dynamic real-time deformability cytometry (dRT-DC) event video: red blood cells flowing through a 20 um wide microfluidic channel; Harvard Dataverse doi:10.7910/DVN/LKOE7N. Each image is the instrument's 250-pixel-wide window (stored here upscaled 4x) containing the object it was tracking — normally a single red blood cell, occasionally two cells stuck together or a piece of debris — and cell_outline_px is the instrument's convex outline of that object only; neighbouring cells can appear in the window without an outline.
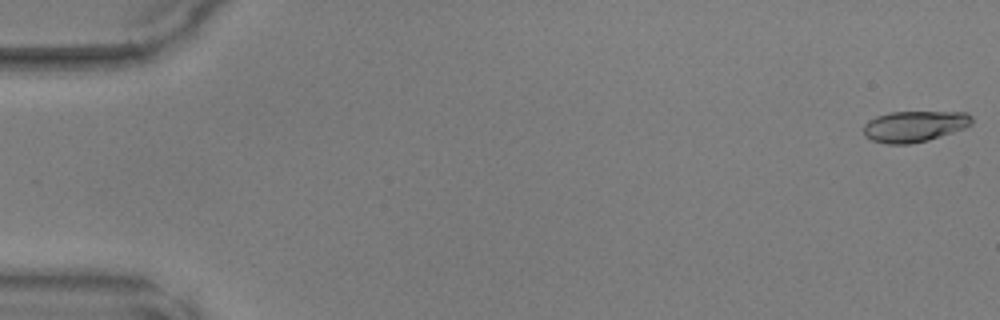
{"species": "common noctule bat (a hibernating species)", "species_latin": "Nyctalus noctula", "temperature_condition": "warm", "stored_images_in_passage": 48, "camera_frame_rate_fps": 3000, "um_per_image_px": 0.085, "animal": {"sex": "male", "body_mass_g": 17.9, "forearm_length_mm": 54.2}, "frame": {"image": 1, "passage_image": 1, "time_ms": 0.0, "image_size_px": [1000, 320], "cell_outline_px": [[972, 124], [964, 128], [928, 140], [908, 144], [888, 144], [872, 140], [864, 136], [864, 124], [868, 120], [876, 116], [892, 112], [968, 112], [972, 116]], "centroid_in_image_um": [77.72, 10.73], "position_along_channel_um": 7.3, "area_um2": 19.54}}
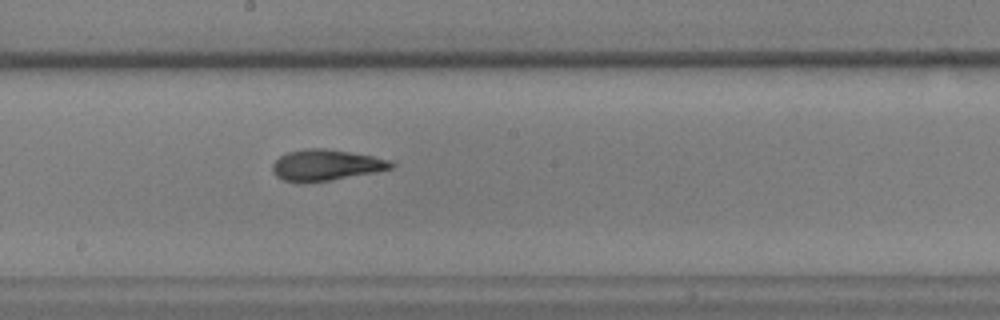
{"frame": {"image": 2, "passage_image": 27, "time_ms": 8.667, "image_size_px": [1000, 320], "cell_outline_px": [[396, 164], [392, 168], [376, 172], [304, 184], [296, 184], [284, 180], [276, 176], [272, 172], [272, 164], [280, 156], [288, 152], [308, 148], [324, 148], [396, 160]], "centroid_in_image_um": [27.71, 14.05], "position_along_channel_um": 220.5, "area_um2": 21.73}}
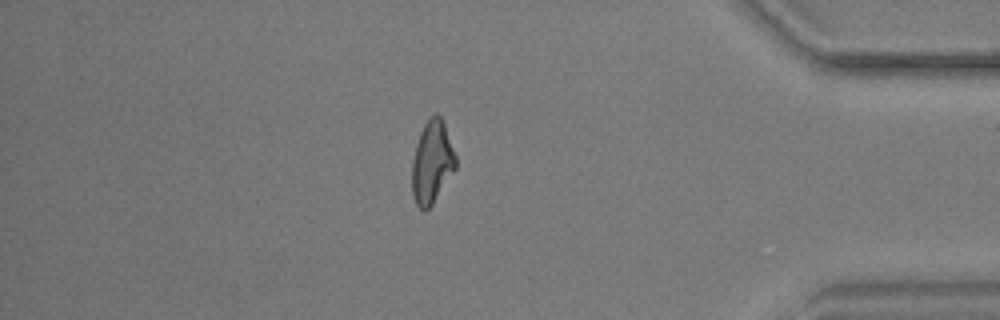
{"frame": {"image": 3, "passage_image": 42, "time_ms": 13.667, "image_size_px": [1000, 320], "cell_outline_px": [[456, 168], [432, 204], [424, 212], [416, 204], [412, 196], [412, 160], [416, 144], [420, 132], [424, 124], [436, 112], [440, 116], [444, 124], [456, 156]], "centroid_in_image_um": [36.7, 13.8], "position_along_channel_um": 398.5, "area_um2": 20.87}}